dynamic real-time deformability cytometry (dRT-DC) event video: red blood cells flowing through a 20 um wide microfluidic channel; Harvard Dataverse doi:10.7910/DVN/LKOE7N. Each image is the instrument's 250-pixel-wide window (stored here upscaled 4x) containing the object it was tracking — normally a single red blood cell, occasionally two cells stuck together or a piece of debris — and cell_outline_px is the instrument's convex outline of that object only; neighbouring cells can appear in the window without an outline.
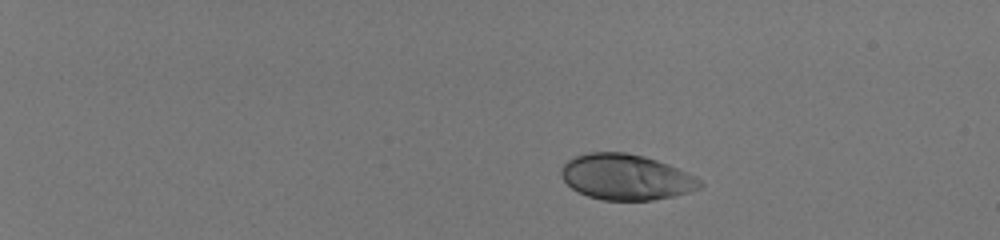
{"species": "human", "species_latin": "Homo sapiens", "temperature_condition": "room temperature", "stored_images_in_passage": 45, "camera_frame_rate_fps": 3000, "um_per_image_px": 0.085, "donor": {"sex": "male"}, "frame": {"image": 1, "passage_image": 1, "time_ms": 0.0, "image_size_px": [1000, 240], "cell_outline_px": [[704, 184], [700, 188], [688, 192], [672, 196], [652, 200], [604, 200], [588, 196], [572, 188], [564, 180], [560, 172], [560, 168], [568, 160], [576, 156], [588, 152], [624, 152], [644, 156], [668, 164], [700, 180]], "centroid_in_image_um": [53.18, 15.05], "position_along_channel_um": 31.8, "area_um2": 36.53}}
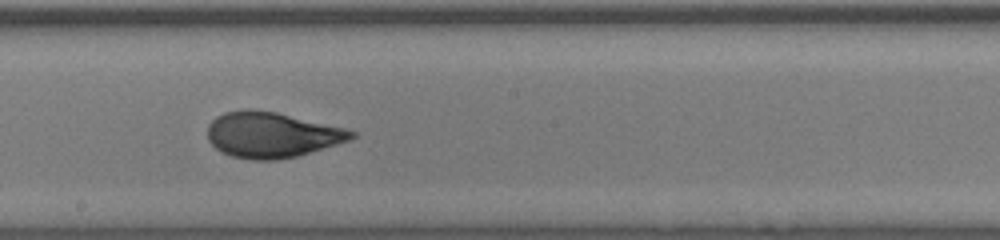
{"frame": {"image": 2, "passage_image": 26, "time_ms": 8.333, "image_size_px": [1000, 240], "cell_outline_px": [[356, 136], [352, 140], [296, 156], [276, 160], [252, 160], [232, 156], [216, 148], [208, 140], [208, 124], [216, 116], [224, 112], [248, 108], [276, 112], [344, 128], [356, 132]], "centroid_in_image_um": [23.09, 11.45], "position_along_channel_um": 225.1, "area_um2": 38.09}}
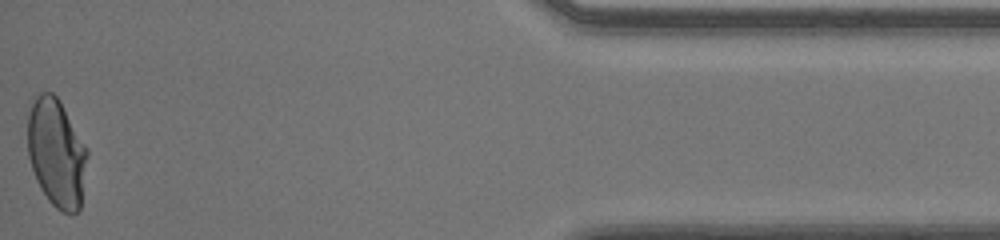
{"frame": {"image": 3, "passage_image": 45, "time_ms": 14.667, "image_size_px": [1000, 240], "cell_outline_px": [[88, 156], [80, 208], [72, 216], [60, 212], [48, 200], [40, 188], [36, 180], [28, 156], [28, 116], [32, 96], [40, 92], [52, 92], [60, 100], [88, 148]], "centroid_in_image_um": [4.81, 12.99], "position_along_channel_um": 430.4, "area_um2": 38.32}, "authors_computed_cell_mechanics": {"area_um2": 37.3388, "velocity_mm_per_s": 4.0913, "shape_relaxation_time_tau1_ms": 6.4794, "shape_relaxation_time_tau2_ms": null, "deformation_change_tau1": 0.2356, "deformation_change_tau2": null}}